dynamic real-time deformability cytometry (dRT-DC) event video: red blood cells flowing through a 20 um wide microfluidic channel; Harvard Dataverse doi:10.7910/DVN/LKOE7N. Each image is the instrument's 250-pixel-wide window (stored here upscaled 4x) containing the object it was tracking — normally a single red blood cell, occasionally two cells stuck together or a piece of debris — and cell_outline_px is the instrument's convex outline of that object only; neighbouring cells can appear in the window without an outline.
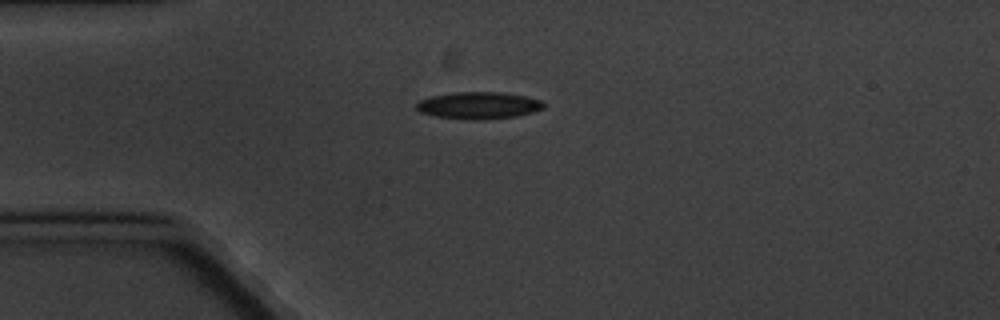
{"species": "common noctule bat (a hibernating species)", "species_latin": "Nyctalus noctula", "temperature_condition": "cold", "stored_images_in_passage": 6, "camera_frame_rate_fps": 3000, "um_per_image_px": 0.085, "animal": {"sex": "male", "body_mass_g": 20.1, "forearm_length_mm": 53.5}, "frame": {"image": 1, "passage_image": 4, "time_ms": 3.333, "image_size_px": [1000, 320], "cell_outline_px": [[544, 108], [532, 112], [516, 116], [472, 120], [436, 116], [420, 112], [416, 108], [416, 104], [420, 100], [432, 96], [452, 92], [500, 92], [524, 96], [544, 100]], "centroid_in_image_um": [40.69, 8.95], "position_along_channel_um": 44.3, "area_um2": 19.88}}